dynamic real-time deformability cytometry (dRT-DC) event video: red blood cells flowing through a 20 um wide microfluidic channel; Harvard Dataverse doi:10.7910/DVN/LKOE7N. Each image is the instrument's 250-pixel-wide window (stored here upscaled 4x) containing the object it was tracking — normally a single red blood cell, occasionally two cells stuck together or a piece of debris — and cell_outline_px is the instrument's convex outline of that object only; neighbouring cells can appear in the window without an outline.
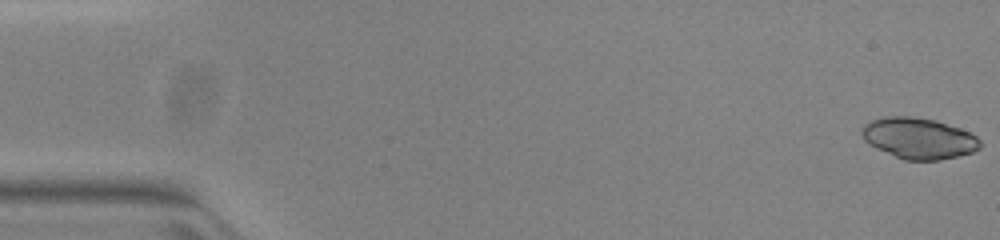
{"species": "common noctule bat (a hibernating species)", "species_latin": "Nyctalus noctula", "temperature_condition": "warm", "stored_images_in_passage": 52, "camera_frame_rate_fps": 3000, "um_per_image_px": 0.085, "animal": {"sex": "female", "body_mass_g": 23.0, "forearm_length_mm": 53.4}, "frame": {"image": 1, "passage_image": 1, "time_ms": 0.0, "image_size_px": [1000, 240], "cell_outline_px": [[980, 148], [972, 152], [940, 160], [904, 160], [876, 148], [864, 140], [860, 132], [864, 124], [872, 120], [884, 116], [912, 116], [936, 120], [960, 128], [976, 136], [980, 140]], "centroid_in_image_um": [78.07, 11.74], "position_along_channel_um": 6.9, "area_um2": 28.26}}